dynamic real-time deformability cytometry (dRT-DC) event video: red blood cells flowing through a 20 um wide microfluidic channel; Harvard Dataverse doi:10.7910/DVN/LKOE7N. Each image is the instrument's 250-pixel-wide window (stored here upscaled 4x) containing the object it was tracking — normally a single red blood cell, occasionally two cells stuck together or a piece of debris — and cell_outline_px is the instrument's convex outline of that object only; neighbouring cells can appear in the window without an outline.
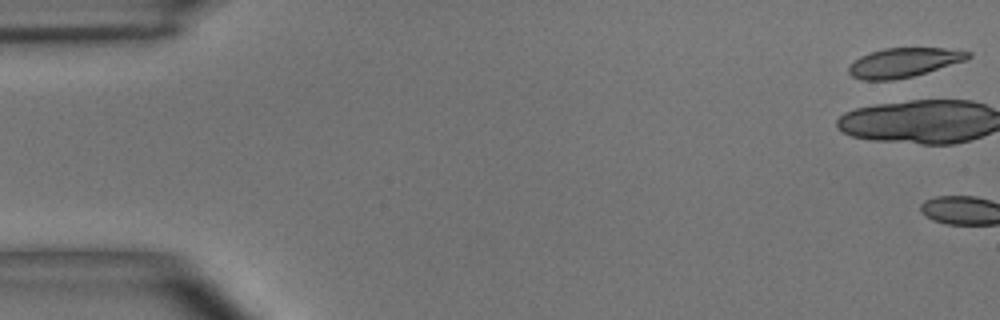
{"species": "common noctule bat (a hibernating species)", "species_latin": "Nyctalus noctula", "temperature_condition": "room temperature", "stored_images_in_passage": 4, "camera_frame_rate_fps": 3000, "um_per_image_px": 0.085, "animal": {"sex": "male", "body_mass_g": 15.6}, "frame": {"image": 1, "passage_image": 1, "time_ms": 0.0, "image_size_px": [1000, 320], "cell_outline_px": [[972, 56], [968, 60], [912, 76], [892, 80], [860, 80], [852, 76], [848, 72], [848, 68], [860, 56], [884, 48], [944, 48], [972, 52]], "centroid_in_image_um": [76.85, 5.31], "position_along_channel_um": 8.1, "area_um2": 20.29}}